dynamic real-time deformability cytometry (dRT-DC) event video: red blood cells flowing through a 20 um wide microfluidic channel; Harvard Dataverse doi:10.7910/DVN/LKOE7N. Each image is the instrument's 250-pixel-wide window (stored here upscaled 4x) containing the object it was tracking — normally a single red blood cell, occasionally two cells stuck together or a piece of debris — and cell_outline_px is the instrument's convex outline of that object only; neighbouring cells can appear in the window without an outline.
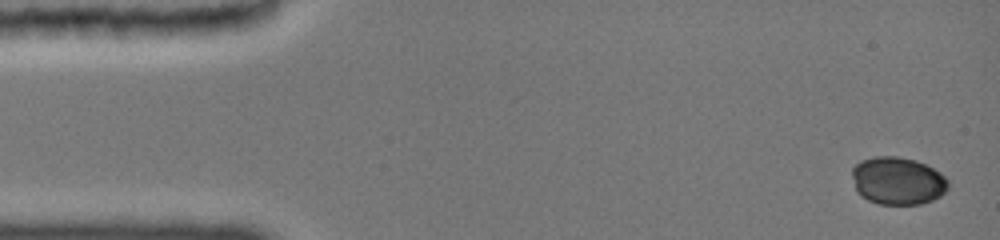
{"species": "common noctule bat (a hibernating species)", "species_latin": "Nyctalus noctula", "temperature_condition": "cold", "stored_images_in_passage": 11, "camera_frame_rate_fps": 3000, "um_per_image_px": 0.085, "animal": {"sex": "female", "body_mass_g": 19.0, "forearm_length_mm": 51.5}, "frame": {"image": 1, "passage_image": 1, "time_ms": 0.0, "image_size_px": [1000, 240], "cell_outline_px": [[948, 188], [940, 196], [932, 200], [920, 204], [880, 204], [868, 200], [860, 196], [856, 192], [852, 176], [852, 168], [856, 164], [864, 160], [876, 156], [896, 156], [916, 160], [940, 172], [948, 180]], "centroid_in_image_um": [76.29, 15.37], "position_along_channel_um": 8.7, "area_um2": 26.7}}
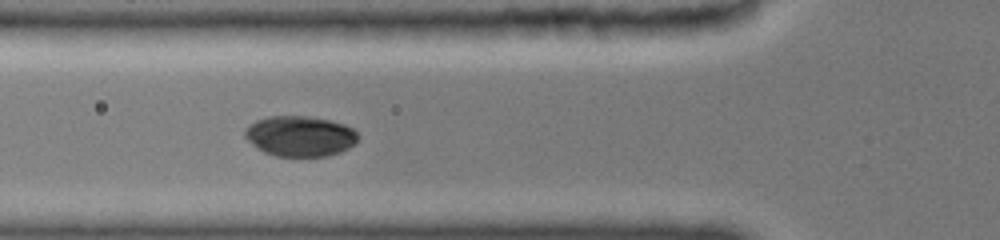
{"frame": {"image": 2, "passage_image": 8, "time_ms": 5.333, "image_size_px": [1000, 240], "cell_outline_px": [[356, 140], [348, 148], [340, 152], [328, 156], [276, 156], [264, 152], [256, 148], [244, 136], [244, 132], [256, 120], [268, 116], [308, 116], [328, 120], [344, 124], [352, 128], [356, 132]], "centroid_in_image_um": [25.48, 11.57], "position_along_channel_um": 100.3, "area_um2": 26.41}}
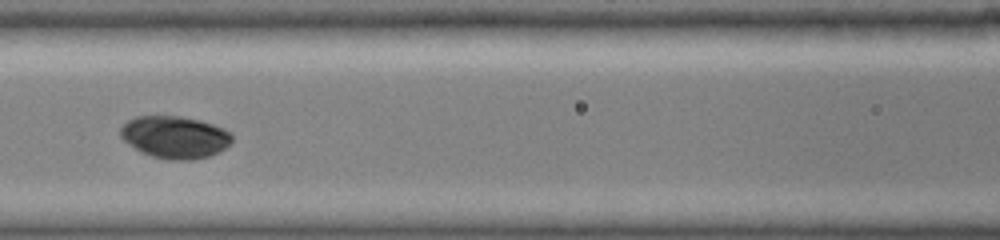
{"frame": {"image": 3, "passage_image": 10, "time_ms": 6.667, "image_size_px": [1000, 240], "cell_outline_px": [[232, 140], [224, 148], [208, 156], [192, 160], [168, 160], [152, 156], [140, 152], [124, 140], [120, 136], [120, 128], [128, 120], [136, 116], [180, 116], [212, 124], [228, 132], [232, 136]], "centroid_in_image_um": [14.81, 11.66], "position_along_channel_um": 151.8, "area_um2": 27.11}}